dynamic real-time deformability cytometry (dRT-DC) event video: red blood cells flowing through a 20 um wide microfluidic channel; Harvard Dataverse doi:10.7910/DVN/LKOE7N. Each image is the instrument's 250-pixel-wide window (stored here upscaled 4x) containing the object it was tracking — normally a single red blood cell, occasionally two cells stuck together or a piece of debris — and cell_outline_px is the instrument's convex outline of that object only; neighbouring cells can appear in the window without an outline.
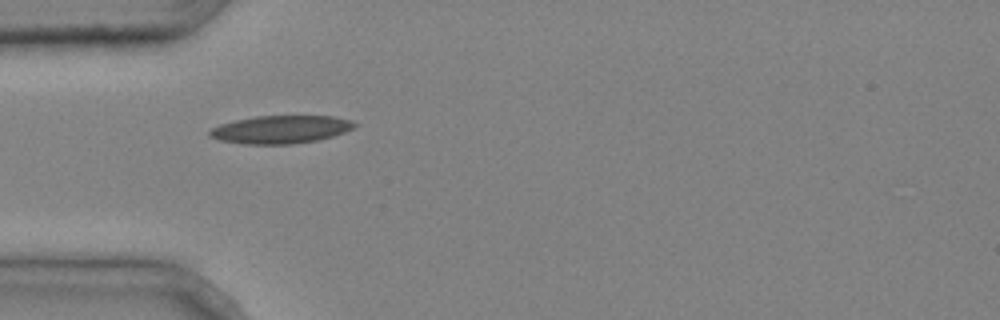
{"species": "common noctule bat (a hibernating species)", "species_latin": "Nyctalus noctula", "temperature_condition": "cold", "stored_images_in_passage": 3, "camera_frame_rate_fps": 3000, "um_per_image_px": 0.085, "animal": {"sex": "male", "body_mass_g": 20.4}, "frame": {"image": 1, "passage_image": 1, "time_ms": 0.0, "image_size_px": [1000, 320], "cell_outline_px": [[356, 124], [352, 128], [344, 132], [320, 140], [292, 144], [240, 144], [220, 140], [208, 136], [208, 132], [212, 128], [220, 124], [236, 120], [256, 116], [332, 116], [352, 120]], "centroid_in_image_um": [23.84, 11.01], "position_along_channel_um": 61.2, "area_um2": 23.58}}